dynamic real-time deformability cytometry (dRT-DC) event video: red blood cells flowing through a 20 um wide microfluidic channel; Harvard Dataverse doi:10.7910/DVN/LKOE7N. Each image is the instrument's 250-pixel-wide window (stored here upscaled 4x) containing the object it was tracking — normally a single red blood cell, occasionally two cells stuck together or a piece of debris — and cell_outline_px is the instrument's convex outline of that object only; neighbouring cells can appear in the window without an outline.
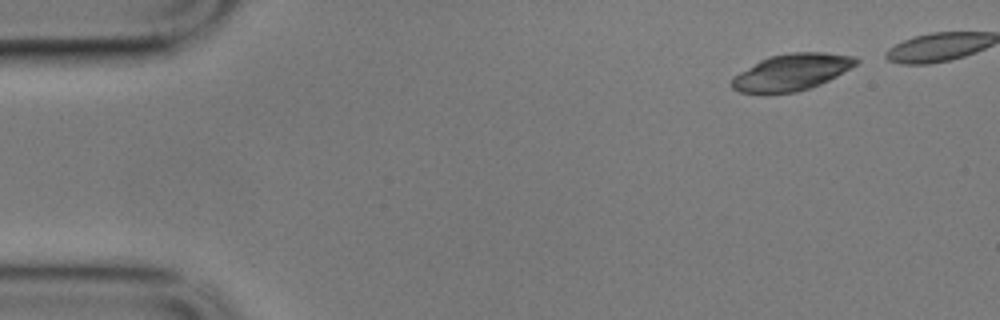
{"species": "common noctule bat (a hibernating species)", "species_latin": "Nyctalus noctula", "temperature_condition": "cold", "stored_images_in_passage": 4, "camera_frame_rate_fps": 3000, "um_per_image_px": 0.085, "animal": {"sex": "male", "body_mass_g": 17.9}, "frame": {"image": 1, "passage_image": 1, "time_ms": 0.0, "image_size_px": [1000, 320], "cell_outline_px": [[860, 60], [856, 64], [836, 76], [820, 84], [796, 92], [764, 96], [740, 92], [732, 88], [732, 76], [760, 60], [772, 56], [792, 52], [824, 52], [856, 56]], "centroid_in_image_um": [67.24, 6.17], "position_along_channel_um": 17.8, "area_um2": 26.88}}